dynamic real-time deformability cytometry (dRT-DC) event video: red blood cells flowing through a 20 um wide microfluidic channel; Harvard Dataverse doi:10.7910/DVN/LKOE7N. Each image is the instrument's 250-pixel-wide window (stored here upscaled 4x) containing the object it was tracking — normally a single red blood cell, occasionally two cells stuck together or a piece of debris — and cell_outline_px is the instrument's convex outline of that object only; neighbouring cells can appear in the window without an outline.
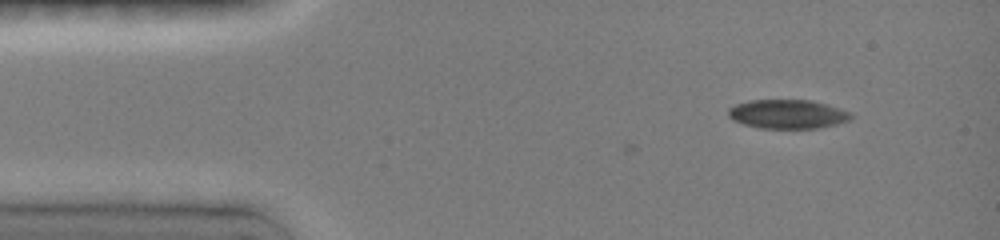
{"species": "common noctule bat (a hibernating species)", "species_latin": "Nyctalus noctula", "temperature_condition": "room temperature", "stored_images_in_passage": 9, "camera_frame_rate_fps": 3000, "um_per_image_px": 0.085, "animal": {"sex": "female", "body_mass_g": 19.0, "forearm_length_mm": 51.5}, "frame": {"image": 1, "passage_image": 9, "time_ms": 2.0, "image_size_px": [1000, 240], "cell_outline_px": [[852, 116], [848, 120], [836, 124], [820, 128], [760, 128], [744, 124], [732, 120], [728, 116], [728, 108], [736, 104], [748, 100], [812, 100], [828, 104], [852, 112]], "centroid_in_image_um": [66.94, 9.69], "position_along_channel_um": 18.1, "area_um2": 20.87}}